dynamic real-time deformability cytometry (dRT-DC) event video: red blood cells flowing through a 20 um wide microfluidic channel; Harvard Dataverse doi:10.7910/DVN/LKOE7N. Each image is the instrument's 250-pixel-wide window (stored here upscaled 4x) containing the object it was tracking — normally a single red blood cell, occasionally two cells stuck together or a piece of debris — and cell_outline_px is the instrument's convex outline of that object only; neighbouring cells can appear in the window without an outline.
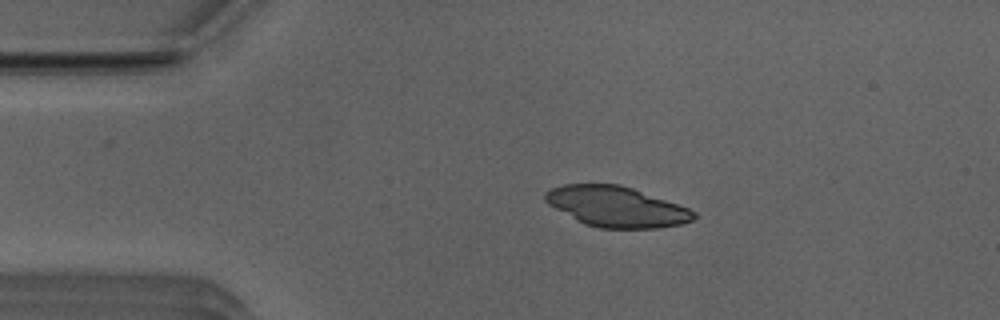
{"species": "Egyptian fruit bat (a non-hibernating species)", "species_latin": "Rousettus aegyptiacus", "temperature_condition": "room temperature", "stored_images_in_passage": 42, "camera_frame_rate_fps": 3000, "um_per_image_px": 0.085, "animal": {"sex": "male"}, "frame": {"image": 1, "passage_image": 1, "time_ms": 0.0, "image_size_px": [1000, 320], "cell_outline_px": [[696, 216], [692, 220], [680, 224], [656, 228], [600, 228], [584, 224], [576, 220], [548, 204], [544, 200], [544, 192], [552, 188], [564, 184], [620, 184], [632, 188], [688, 208], [696, 212]], "centroid_in_image_um": [52.36, 17.56], "position_along_channel_um": 32.6, "area_um2": 34.74}}